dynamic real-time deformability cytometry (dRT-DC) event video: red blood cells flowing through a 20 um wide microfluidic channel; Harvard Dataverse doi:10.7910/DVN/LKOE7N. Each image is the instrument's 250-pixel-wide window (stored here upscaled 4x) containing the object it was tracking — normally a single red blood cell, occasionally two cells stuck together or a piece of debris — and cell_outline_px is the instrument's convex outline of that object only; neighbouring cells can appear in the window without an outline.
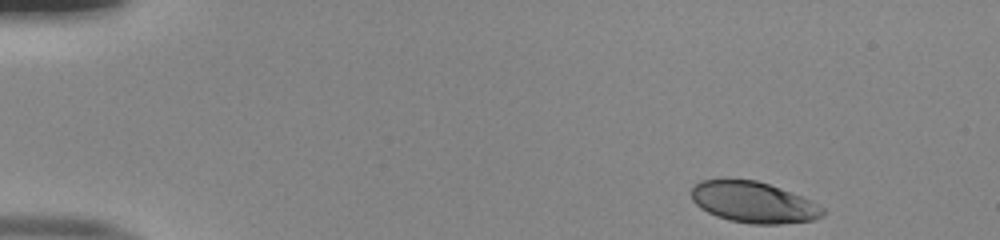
{"species": "human", "species_latin": "Homo sapiens", "temperature_condition": "room temperature", "stored_images_in_passage": 46, "camera_frame_rate_fps": 3000, "um_per_image_px": 0.085, "donor": {"sex": "male"}, "frame": {"image": 1, "passage_image": 1, "time_ms": 0.0, "image_size_px": [1000, 240], "cell_outline_px": [[824, 216], [812, 220], [780, 224], [752, 224], [728, 220], [716, 216], [700, 208], [692, 200], [692, 188], [700, 180], [724, 176], [756, 180], [780, 188], [812, 200], [824, 208]], "centroid_in_image_um": [64.01, 17.16], "position_along_channel_um": 21.0, "area_um2": 32.14}}
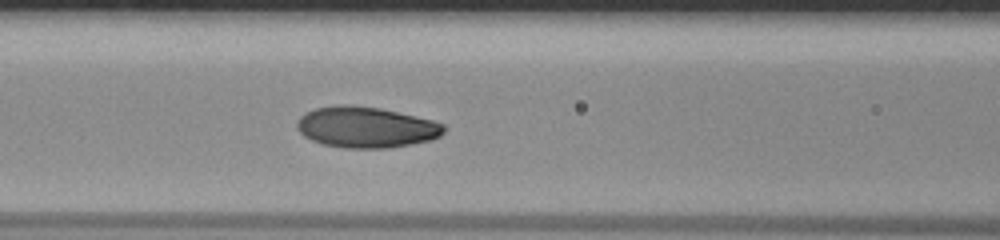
{"frame": {"image": 2, "passage_image": 18, "time_ms": 5.667, "image_size_px": [1000, 240], "cell_outline_px": [[444, 132], [440, 136], [432, 140], [412, 144], [388, 148], [344, 148], [324, 144], [312, 140], [304, 136], [296, 128], [296, 120], [304, 112], [316, 108], [340, 104], [348, 104], [380, 108], [432, 120], [444, 124]], "centroid_in_image_um": [31.09, 10.81], "position_along_channel_um": 135.5, "area_um2": 35.2}}
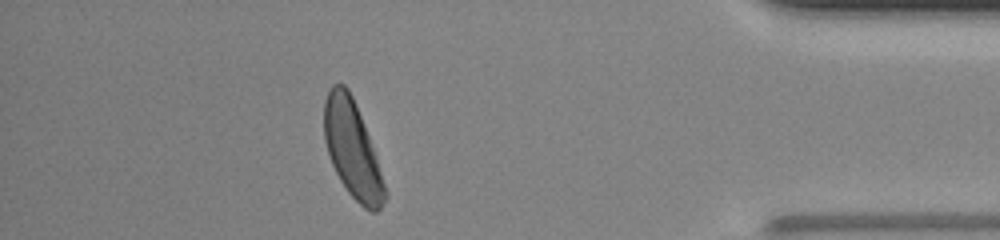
{"frame": {"image": 3, "passage_image": 41, "time_ms": 13.333, "image_size_px": [1000, 240], "cell_outline_px": [[388, 196], [380, 208], [376, 212], [372, 212], [364, 208], [348, 192], [340, 180], [332, 164], [324, 140], [324, 100], [328, 88], [332, 84], [344, 84], [348, 88], [352, 96], [376, 156]], "centroid_in_image_um": [29.93, 12.69], "position_along_channel_um": 405.3, "area_um2": 33.87}, "authors_computed_cell_mechanics": {"area_um2": 34.2754, "velocity_mm_per_s": 4.0008, "shape_relaxation_time_tau1_ms": 2.4229, "shape_relaxation_time_tau2_ms": 1.0999, "deformation_change_tau1": 0.1399, "deformation_change_tau2": 0.0515}}